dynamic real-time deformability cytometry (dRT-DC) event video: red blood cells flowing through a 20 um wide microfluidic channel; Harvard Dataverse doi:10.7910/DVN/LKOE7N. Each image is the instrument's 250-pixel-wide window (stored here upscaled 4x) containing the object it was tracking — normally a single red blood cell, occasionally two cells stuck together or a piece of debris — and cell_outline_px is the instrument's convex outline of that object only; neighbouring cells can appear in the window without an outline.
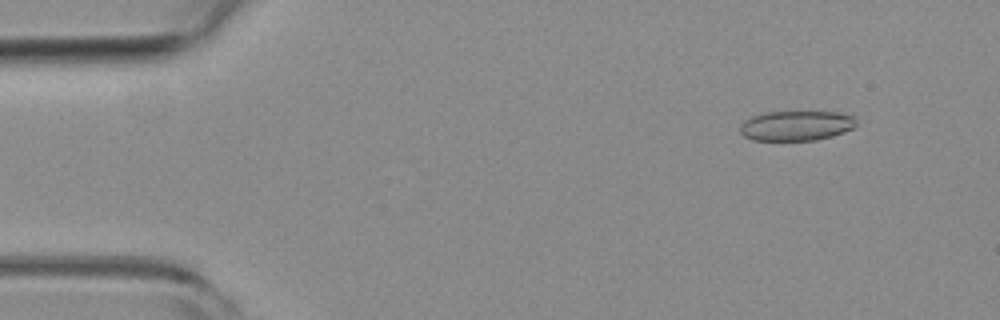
{"species": "common noctule bat (a hibernating species)", "species_latin": "Nyctalus noctula", "temperature_condition": "room temperature", "stored_images_in_passage": 36, "camera_frame_rate_fps": 3000, "um_per_image_px": 0.085, "animal": {"sex": "female", "body_mass_g": 19.3, "forearm_length_mm": 54.1}, "frame": {"image": 1, "passage_image": 6, "time_ms": 1.667, "image_size_px": [1000, 320], "cell_outline_px": [[856, 124], [852, 128], [844, 132], [832, 136], [816, 140], [752, 140], [744, 136], [740, 132], [740, 124], [744, 120], [752, 116], [764, 112], [840, 112], [856, 116]], "centroid_in_image_um": [67.68, 10.67], "position_along_channel_um": 17.3, "area_um2": 20.4}}
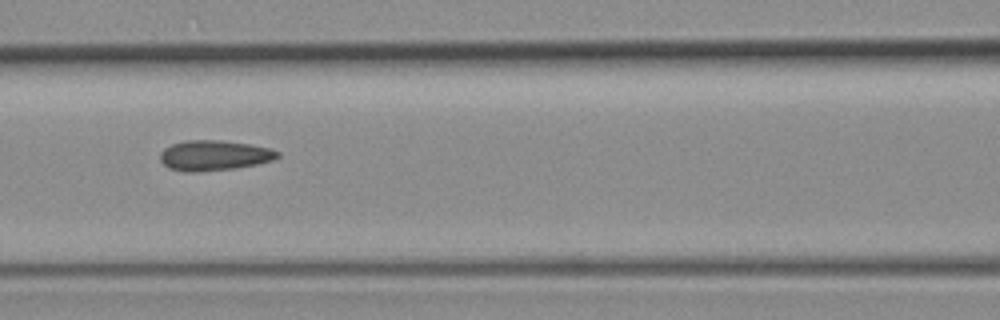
{"frame": {"image": 2, "passage_image": 24, "time_ms": 7.667, "image_size_px": [1000, 320], "cell_outline_px": [[280, 156], [272, 160], [256, 164], [236, 168], [200, 172], [184, 172], [168, 168], [160, 160], [160, 152], [164, 148], [172, 144], [184, 140], [224, 140], [272, 148], [280, 152]], "centroid_in_image_um": [18.19, 13.21], "position_along_channel_um": 148.4, "area_um2": 20.92}}
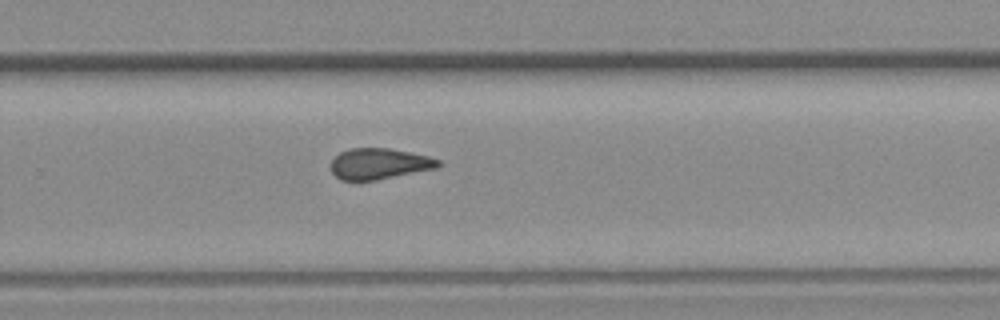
{"frame": {"image": 3, "passage_image": 36, "time_ms": 11.667, "image_size_px": [1000, 320], "cell_outline_px": [[440, 164], [436, 168], [376, 180], [340, 180], [332, 172], [332, 160], [340, 152], [352, 148], [388, 148], [428, 156], [440, 160]], "centroid_in_image_um": [32.22, 13.92], "position_along_channel_um": 297.6, "area_um2": 19.07}}